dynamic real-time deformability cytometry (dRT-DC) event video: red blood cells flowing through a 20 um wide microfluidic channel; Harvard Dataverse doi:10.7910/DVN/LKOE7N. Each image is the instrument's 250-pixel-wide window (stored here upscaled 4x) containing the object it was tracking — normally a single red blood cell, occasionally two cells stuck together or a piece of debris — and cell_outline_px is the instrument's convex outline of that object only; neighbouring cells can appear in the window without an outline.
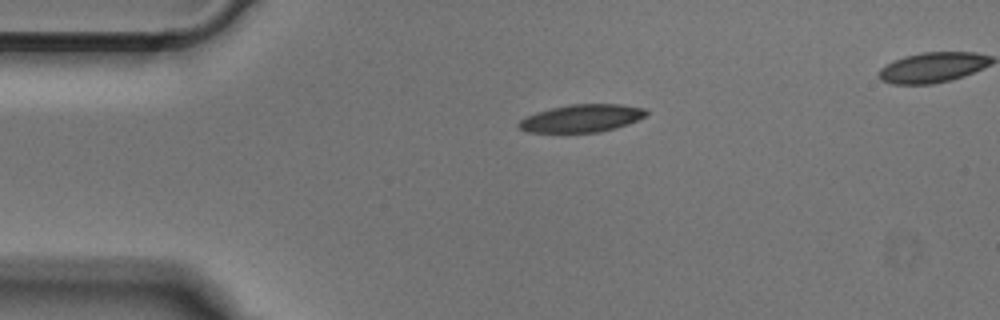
{"species": "Egyptian fruit bat (a non-hibernating species)", "species_latin": "Rousettus aegyptiacus", "temperature_condition": "cold", "stored_images_in_passage": 39, "camera_frame_rate_fps": 3000, "um_per_image_px": 0.085, "animal": {"sex": "male"}, "frame": {"image": 1, "passage_image": 1, "time_ms": 0.0, "image_size_px": [1000, 320], "cell_outline_px": [[648, 116], [628, 124], [616, 128], [600, 132], [528, 132], [520, 128], [516, 124], [524, 116], [536, 112], [552, 108], [572, 104], [620, 104], [644, 108], [648, 112]], "centroid_in_image_um": [49.46, 10.05], "position_along_channel_um": 35.5, "area_um2": 20.63}}
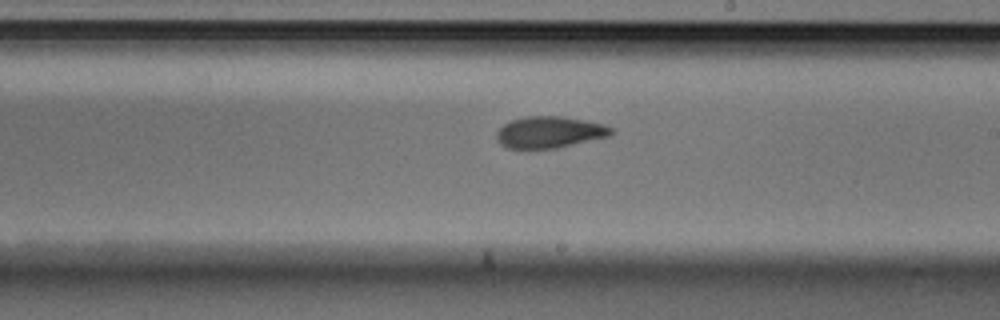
{"frame": {"image": 2, "passage_image": 19, "time_ms": 6.0, "image_size_px": [1000, 320], "cell_outline_px": [[616, 132], [612, 136], [560, 148], [508, 148], [500, 144], [496, 140], [496, 132], [504, 124], [512, 120], [524, 116], [560, 116], [588, 120], [604, 124], [612, 128]], "centroid_in_image_um": [46.77, 11.24], "position_along_channel_um": 242.2, "area_um2": 21.5}}
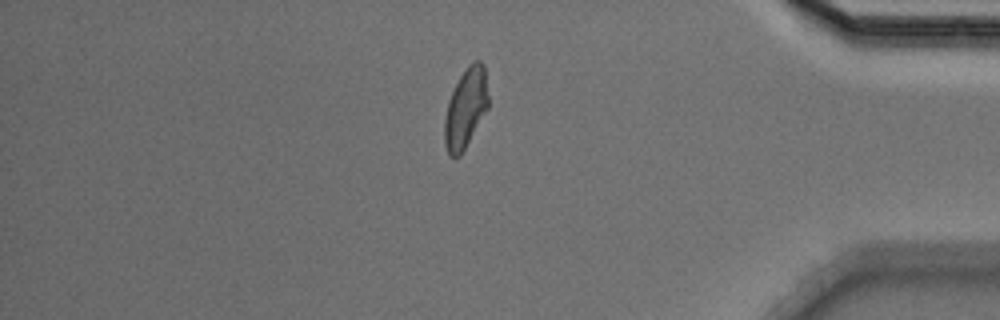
{"frame": {"image": 3, "passage_image": 33, "time_ms": 10.667, "image_size_px": [1000, 320], "cell_outline_px": [[488, 108], [460, 156], [448, 156], [444, 144], [444, 120], [448, 100], [460, 76], [468, 64], [472, 60], [480, 60], [484, 64], [488, 96]], "centroid_in_image_um": [39.57, 9.18], "position_along_channel_um": 395.6, "area_um2": 20.35}}